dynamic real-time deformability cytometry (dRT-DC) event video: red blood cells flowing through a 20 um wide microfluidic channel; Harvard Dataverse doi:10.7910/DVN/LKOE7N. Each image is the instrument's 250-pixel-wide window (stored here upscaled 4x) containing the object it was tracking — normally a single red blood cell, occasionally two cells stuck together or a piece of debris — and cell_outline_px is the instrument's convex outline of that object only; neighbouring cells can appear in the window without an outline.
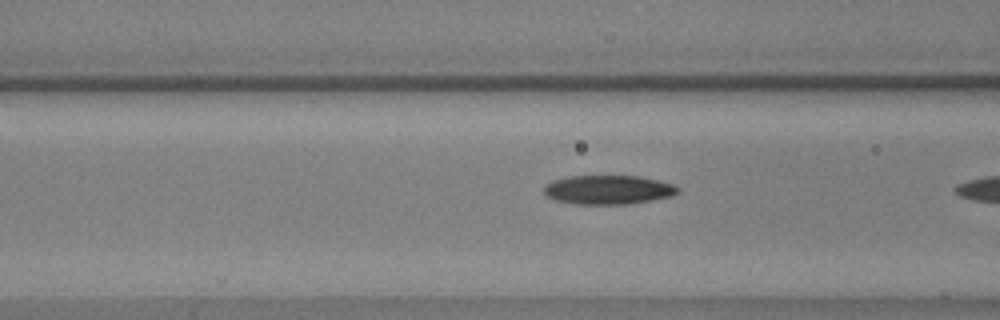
{"species": "common noctule bat (a hibernating species)", "species_latin": "Nyctalus noctula", "temperature_condition": "warm", "stored_images_in_passage": 8, "camera_frame_rate_fps": 3000, "um_per_image_px": 0.085, "animal": {"sex": "male", "body_mass_g": 17.9, "forearm_length_mm": 54.2}, "frame": {"image": 1, "passage_image": 7, "time_ms": 2.0, "image_size_px": [1000, 320], "cell_outline_px": [[680, 192], [672, 196], [652, 200], [628, 204], [576, 204], [556, 200], [544, 196], [544, 188], [552, 180], [572, 176], [640, 176], [660, 180], [672, 184], [680, 188]], "centroid_in_image_um": [51.73, 16.13], "position_along_channel_um": 114.9, "area_um2": 22.77}}